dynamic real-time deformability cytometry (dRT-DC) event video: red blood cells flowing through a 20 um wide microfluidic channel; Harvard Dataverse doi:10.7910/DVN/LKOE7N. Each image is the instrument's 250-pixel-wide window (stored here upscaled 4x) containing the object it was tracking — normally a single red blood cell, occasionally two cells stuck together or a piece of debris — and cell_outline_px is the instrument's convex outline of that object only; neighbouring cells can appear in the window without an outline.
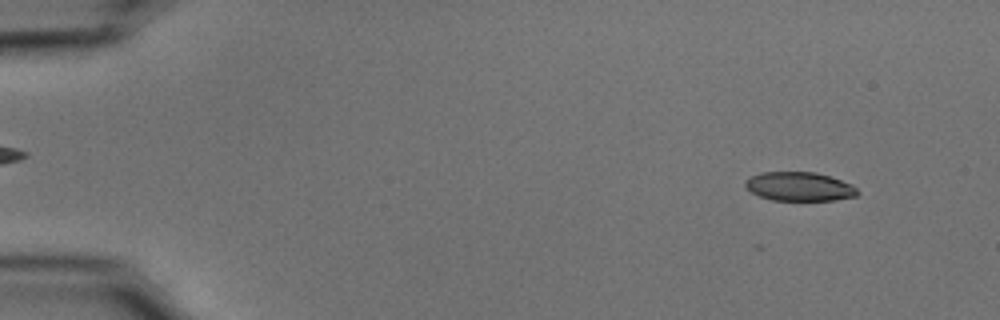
{"species": "common noctule bat (a hibernating species)", "species_latin": "Nyctalus noctula", "temperature_condition": "cold", "stored_images_in_passage": 20, "camera_frame_rate_fps": 3000, "um_per_image_px": 0.085, "animal": {"sex": "male", "body_mass_g": 15.6}, "frame": {"image": 1, "passage_image": 5, "time_ms": 1.333, "image_size_px": [1000, 320], "cell_outline_px": [[860, 192], [856, 196], [836, 200], [772, 200], [760, 196], [752, 192], [744, 184], [752, 176], [760, 172], [816, 172], [852, 184]], "centroid_in_image_um": [67.98, 15.86], "position_along_channel_um": 17.0, "area_um2": 18.73}}
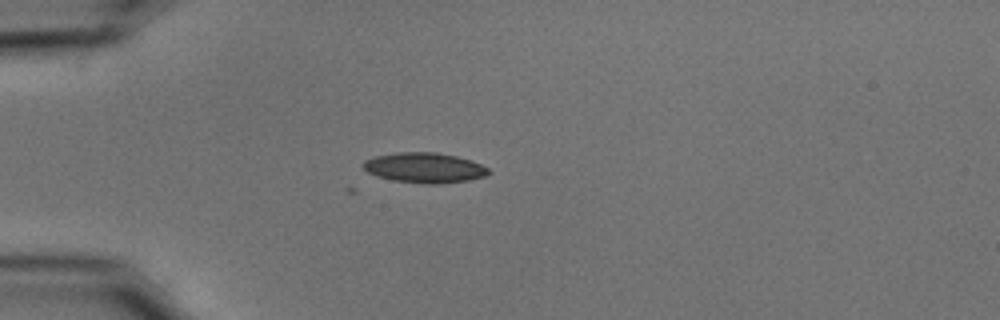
{"frame": {"image": 2, "passage_image": 15, "time_ms": 4.667, "image_size_px": [1000, 320], "cell_outline_px": [[492, 172], [484, 176], [468, 180], [440, 184], [428, 184], [392, 180], [376, 176], [368, 172], [360, 164], [364, 160], [376, 156], [396, 152], [436, 152], [456, 156], [480, 164], [488, 168]], "centroid_in_image_um": [36.05, 14.26], "position_along_channel_um": 49.0, "area_um2": 22.02}}
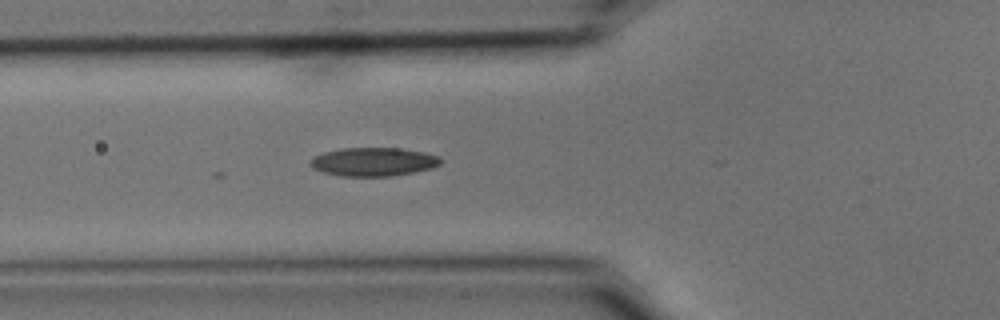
{"frame": {"image": 3, "passage_image": 20, "time_ms": 6.333, "image_size_px": [1000, 320], "cell_outline_px": [[440, 164], [432, 168], [392, 176], [340, 176], [324, 172], [312, 168], [308, 164], [308, 160], [312, 156], [324, 152], [340, 148], [400, 148], [424, 152], [440, 156]], "centroid_in_image_um": [31.69, 13.75], "position_along_channel_um": 94.1, "area_um2": 21.85}}